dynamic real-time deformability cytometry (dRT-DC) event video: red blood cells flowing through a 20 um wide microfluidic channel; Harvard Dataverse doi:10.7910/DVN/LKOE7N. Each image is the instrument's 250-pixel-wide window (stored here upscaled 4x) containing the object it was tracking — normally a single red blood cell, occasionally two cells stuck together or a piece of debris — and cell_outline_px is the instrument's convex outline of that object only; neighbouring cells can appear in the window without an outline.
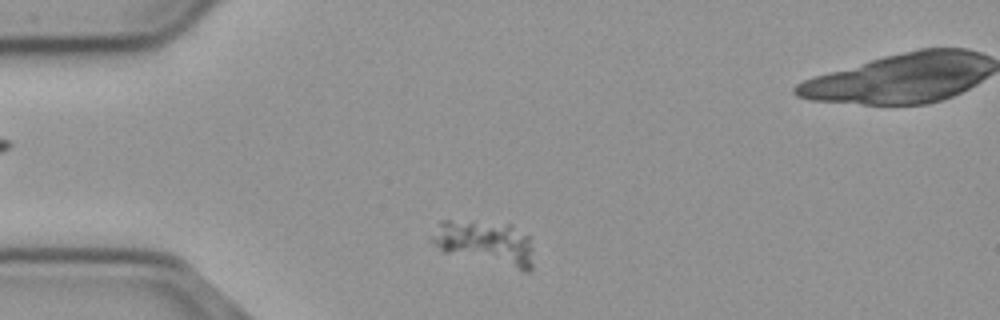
{"species": "common noctule bat (a hibernating species)", "species_latin": "Nyctalus noctula", "temperature_condition": "cold", "stored_images_in_passage": 49, "camera_frame_rate_fps": 3000, "um_per_image_px": 0.085, "animal": {"sex": "male", "body_mass_g": 23.1, "forearm_length_mm": 52.7}, "frame": {"image": 1, "passage_image": 4, "time_ms": 1.0, "image_size_px": [1000, 320], "cell_outline_px": [[532, 268], [528, 272], [524, 272], [444, 252], [432, 244], [428, 240], [440, 220], [472, 220], [512, 224], [528, 236], [532, 248]], "centroid_in_image_um": [41.22, 20.63], "position_along_channel_um": 43.8, "area_um2": 27.05}}
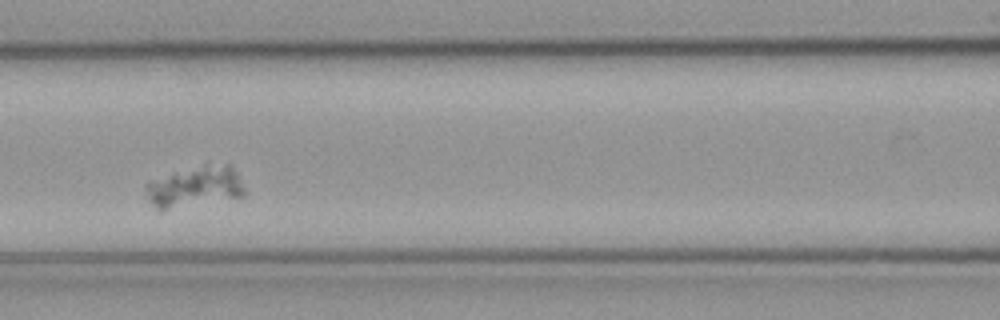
{"frame": {"image": 2, "passage_image": 15, "time_ms": 4.667, "image_size_px": [1000, 320], "cell_outline_px": [[244, 196], [168, 208], [156, 208], [148, 200], [144, 188], [144, 184], [152, 180], [208, 160], [232, 164], [244, 188]], "centroid_in_image_um": [16.59, 15.77], "position_along_channel_um": 150.0, "area_um2": 23.7}}
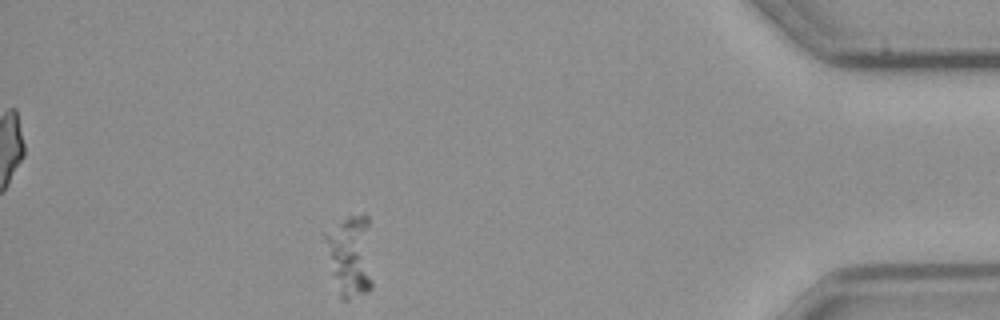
{"frame": {"image": 3, "passage_image": 41, "time_ms": 13.333, "image_size_px": [1000, 320], "cell_outline_px": [[372, 288], [368, 292], [348, 300], [344, 300], [340, 296], [332, 272], [324, 240], [324, 232], [348, 216], [368, 216], [372, 280]], "centroid_in_image_um": [29.78, 21.76], "position_along_channel_um": 405.4, "area_um2": 22.43}}